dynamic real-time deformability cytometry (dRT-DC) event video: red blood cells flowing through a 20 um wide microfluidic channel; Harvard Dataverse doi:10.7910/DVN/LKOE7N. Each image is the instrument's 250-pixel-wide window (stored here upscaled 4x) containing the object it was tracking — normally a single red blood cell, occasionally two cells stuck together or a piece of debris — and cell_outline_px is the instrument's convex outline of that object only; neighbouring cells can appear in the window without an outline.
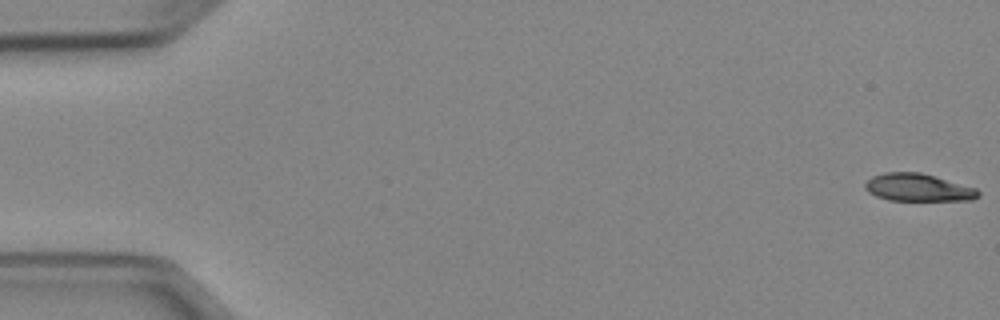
{"species": "Egyptian fruit bat (a non-hibernating species)", "species_latin": "Rousettus aegyptiacus", "temperature_condition": "cold", "stored_images_in_passage": 52, "camera_frame_rate_fps": 3000, "um_per_image_px": 0.085, "animal": {"sex": "female"}, "frame": {"image": 1, "passage_image": 1, "time_ms": 0.0, "image_size_px": [1000, 320], "cell_outline_px": [[980, 196], [972, 200], [888, 200], [876, 196], [868, 192], [864, 188], [864, 184], [872, 176], [884, 172], [920, 172], [976, 188], [980, 192]], "centroid_in_image_um": [78.02, 15.94], "position_along_channel_um": 7.0, "area_um2": 18.15}}
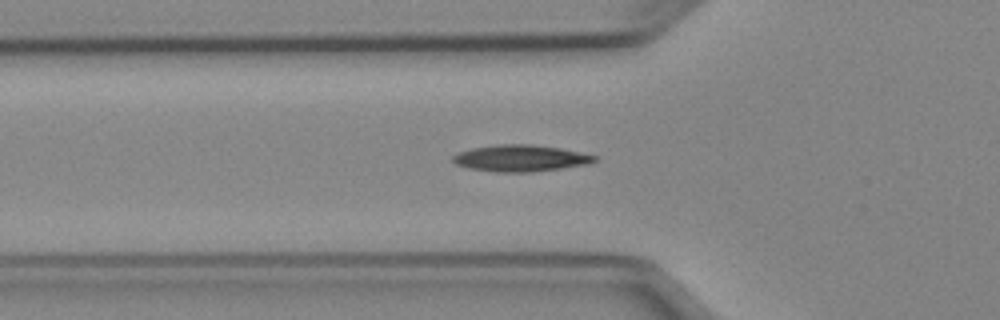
{"frame": {"image": 2, "passage_image": 18, "time_ms": 5.667, "image_size_px": [1000, 320], "cell_outline_px": [[596, 160], [588, 164], [532, 172], [496, 172], [468, 168], [456, 164], [452, 160], [452, 156], [456, 152], [472, 148], [496, 144], [532, 144], [560, 148], [596, 156]], "centroid_in_image_um": [44.18, 13.44], "position_along_channel_um": 81.6, "area_um2": 21.91}}
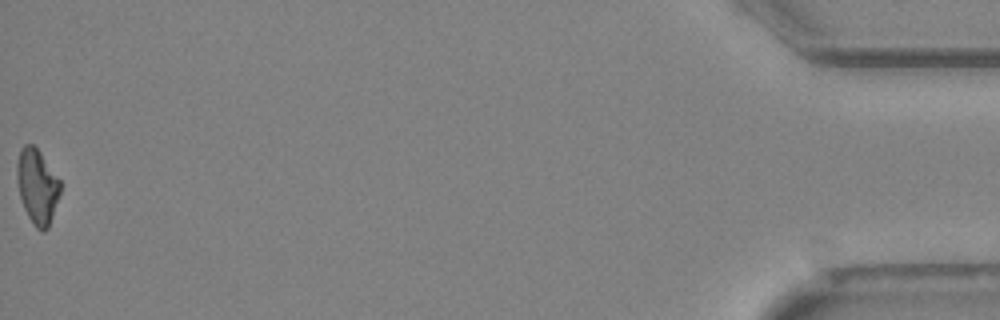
{"frame": {"image": 3, "passage_image": 52, "time_ms": 17.0, "image_size_px": [1000, 320], "cell_outline_px": [[60, 192], [48, 228], [44, 232], [36, 228], [28, 216], [24, 208], [20, 196], [16, 180], [16, 164], [20, 148], [24, 144], [32, 144], [40, 152], [60, 180]], "centroid_in_image_um": [3.14, 15.82], "position_along_channel_um": 432.1, "area_um2": 18.79}, "authors_computed_cell_mechanics": {"area_um2": 19.6231, "velocity_mm_per_s": 3.9622, "shape_relaxation_time_tau1_ms": 5.8991, "shape_relaxation_time_tau2_ms": 5.6261, "deformation_change_tau1": 0.1454, "deformation_change_tau2": 0.1479}}